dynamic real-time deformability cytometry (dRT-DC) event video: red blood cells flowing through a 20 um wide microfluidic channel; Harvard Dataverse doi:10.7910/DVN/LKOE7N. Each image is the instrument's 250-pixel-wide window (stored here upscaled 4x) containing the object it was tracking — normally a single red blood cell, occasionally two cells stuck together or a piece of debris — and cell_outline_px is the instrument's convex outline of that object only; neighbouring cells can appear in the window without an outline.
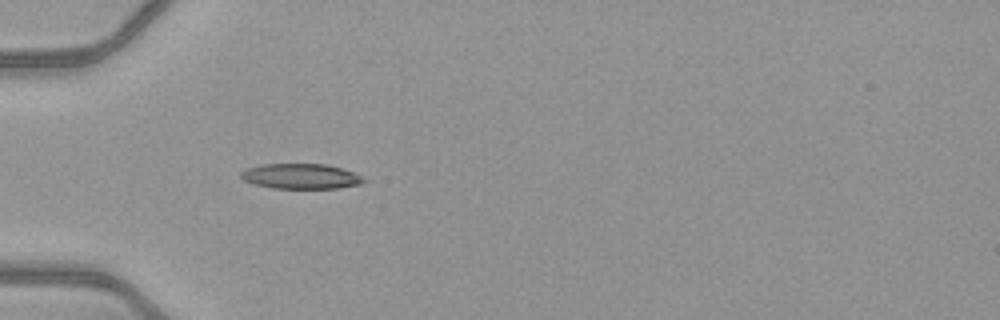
{"species": "common noctule bat (a hibernating species)", "species_latin": "Nyctalus noctula", "temperature_condition": "warm", "stored_images_in_passage": 35, "camera_frame_rate_fps": 3000, "um_per_image_px": 0.085, "animal": {"sex": "female", "body_mass_g": 21.9}, "frame": {"image": 1, "passage_image": 1, "time_ms": 0.0, "image_size_px": [1000, 320], "cell_outline_px": [[368, 180], [360, 184], [336, 188], [272, 188], [252, 184], [244, 180], [240, 176], [240, 172], [248, 168], [260, 164], [328, 164], [352, 172]], "centroid_in_image_um": [25.54, 14.98], "position_along_channel_um": 59.5, "area_um2": 17.98}}
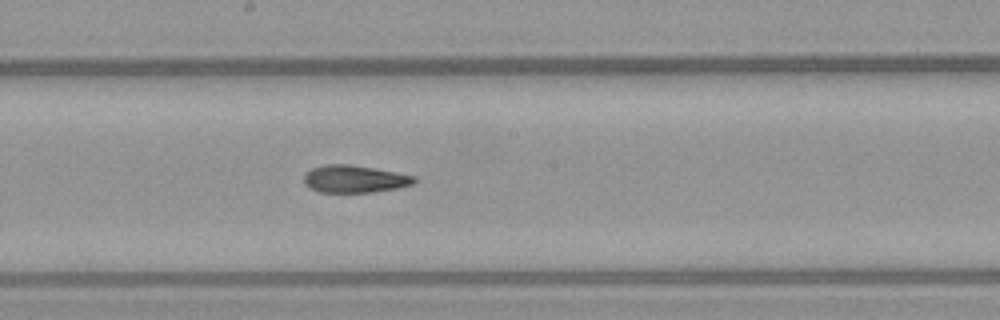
{"frame": {"image": 2, "passage_image": 13, "time_ms": 4.0, "image_size_px": [1000, 320], "cell_outline_px": [[416, 180], [412, 184], [396, 188], [372, 192], [320, 192], [308, 188], [304, 184], [304, 176], [312, 168], [328, 164], [348, 164], [372, 168], [416, 176]], "centroid_in_image_um": [30.1, 15.22], "position_along_channel_um": 218.1, "area_um2": 17.4}}
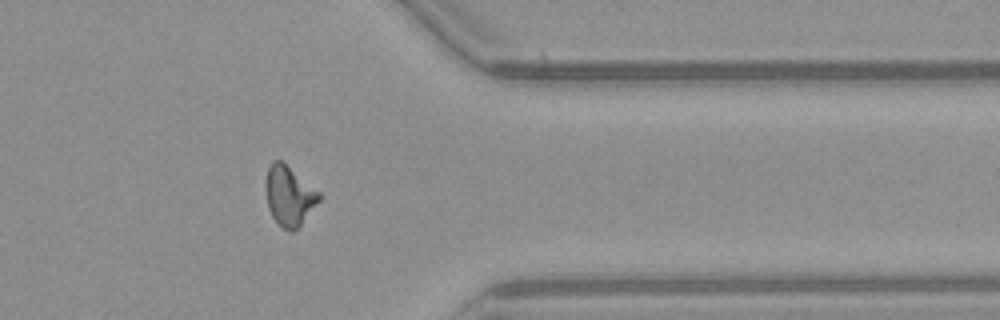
{"frame": {"image": 3, "passage_image": 26, "time_ms": 8.333, "image_size_px": [1000, 320], "cell_outline_px": [[320, 200], [300, 224], [292, 232], [288, 232], [272, 216], [268, 208], [264, 188], [264, 184], [268, 168], [272, 160], [280, 160], [320, 192]], "centroid_in_image_um": [24.54, 16.63], "position_along_channel_um": 386.9, "area_um2": 18.32}, "authors_computed_cell_mechanics": {"area_um2": 18.0336, "velocity_mm_per_s": 4.1362, "shape_relaxation_time_tau1_ms": null, "shape_relaxation_time_tau2_ms": 3.6517, "deformation_change_tau1": null, "deformation_change_tau2": 0.127}}